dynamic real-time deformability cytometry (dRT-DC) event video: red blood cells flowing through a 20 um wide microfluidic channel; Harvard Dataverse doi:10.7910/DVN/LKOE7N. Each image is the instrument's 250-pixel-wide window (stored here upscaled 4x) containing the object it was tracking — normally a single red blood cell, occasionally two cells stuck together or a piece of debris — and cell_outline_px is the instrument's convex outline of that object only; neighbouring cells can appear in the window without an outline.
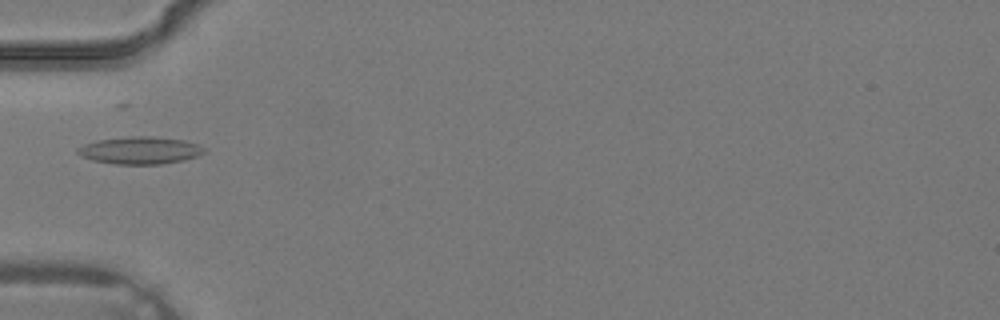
{"species": "common noctule bat (a hibernating species)", "species_latin": "Nyctalus noctula", "temperature_condition": "warm", "stored_images_in_passage": 3, "camera_frame_rate_fps": 3000, "um_per_image_px": 0.085, "animal": {"sex": "male", "body_mass_g": 19.2, "forearm_length_mm": 51.8}, "frame": {"image": 1, "passage_image": 3, "time_ms": 0.667, "image_size_px": [1000, 320], "cell_outline_px": [[204, 152], [196, 156], [184, 160], [160, 164], [116, 164], [92, 160], [80, 156], [76, 152], [76, 148], [84, 144], [96, 140], [132, 136], [152, 136], [184, 140], [196, 144], [204, 148]], "centroid_in_image_um": [11.85, 12.78], "position_along_channel_um": 73.2, "area_um2": 20.11}}